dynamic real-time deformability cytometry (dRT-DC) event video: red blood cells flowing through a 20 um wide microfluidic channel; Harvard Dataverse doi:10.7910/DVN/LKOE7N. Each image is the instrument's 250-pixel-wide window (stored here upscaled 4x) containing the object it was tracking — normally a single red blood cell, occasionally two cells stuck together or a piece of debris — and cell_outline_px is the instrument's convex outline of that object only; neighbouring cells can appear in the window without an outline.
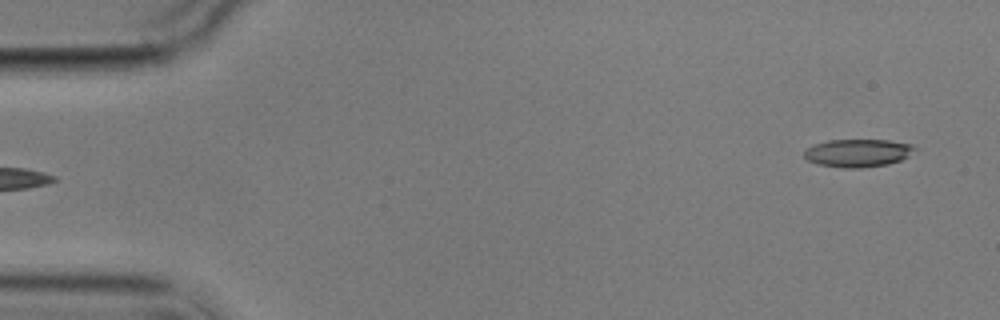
{"species": "common noctule bat (a hibernating species)", "species_latin": "Nyctalus noctula", "temperature_condition": "cold", "stored_images_in_passage": 6, "segment_of_instrument_passage": [2, 2], "camera_frame_rate_fps": 3000, "um_per_image_px": 0.085, "animal": {"sex": "male", "body_mass_g": 17.9}, "frame": {"image": 1, "passage_image": 6, "time_ms": 6.0, "image_size_px": [1000, 320], "cell_outline_px": [[916, 148], [908, 156], [900, 160], [888, 164], [860, 168], [840, 168], [816, 164], [808, 160], [804, 156], [804, 152], [808, 148], [816, 144], [828, 140], [888, 140], [912, 144]], "centroid_in_image_um": [72.91, 13.01], "position_along_channel_um": 12.1, "area_um2": 17.92}}